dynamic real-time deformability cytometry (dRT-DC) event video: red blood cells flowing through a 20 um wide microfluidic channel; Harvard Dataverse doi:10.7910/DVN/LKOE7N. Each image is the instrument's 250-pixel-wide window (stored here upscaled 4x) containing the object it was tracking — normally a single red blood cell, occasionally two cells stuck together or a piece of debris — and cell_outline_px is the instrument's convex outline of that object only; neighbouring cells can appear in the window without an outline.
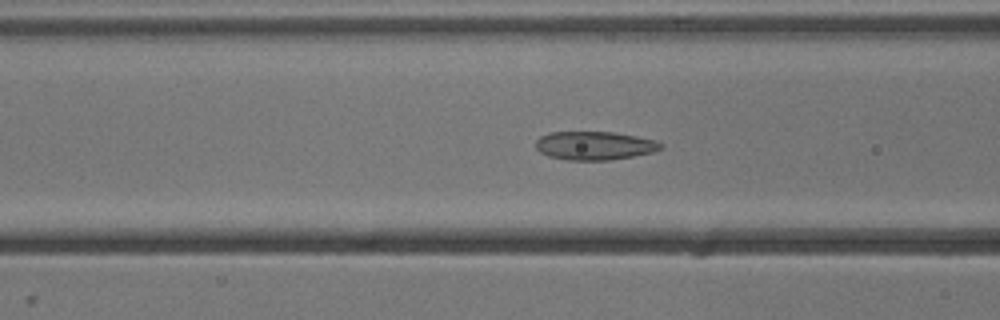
{"species": "common noctule bat (a hibernating species)", "species_latin": "Nyctalus noctula", "temperature_condition": "cold", "stored_images_in_passage": 44, "camera_frame_rate_fps": 3000, "um_per_image_px": 0.085, "animal": {"sex": "male", "body_mass_g": 13.3}, "frame": {"image": 1, "passage_image": 12, "time_ms": 3.667, "image_size_px": [1000, 320], "cell_outline_px": [[664, 148], [652, 152], [632, 156], [608, 160], [568, 160], [548, 156], [540, 152], [536, 148], [536, 140], [540, 136], [548, 132], [612, 132], [636, 136], [656, 140], [664, 144]], "centroid_in_image_um": [50.54, 12.37], "position_along_channel_um": 116.1, "area_um2": 20.81}}
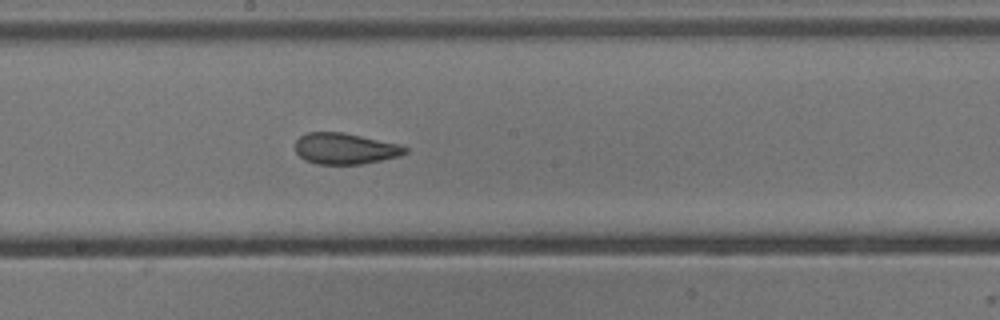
{"frame": {"image": 2, "passage_image": 20, "time_ms": 6.333, "image_size_px": [1000, 320], "cell_outline_px": [[408, 152], [400, 156], [360, 164], [316, 164], [304, 160], [296, 152], [296, 140], [300, 136], [308, 132], [344, 132], [396, 144], [408, 148]], "centroid_in_image_um": [29.3, 12.63], "position_along_channel_um": 218.9, "area_um2": 19.77}}
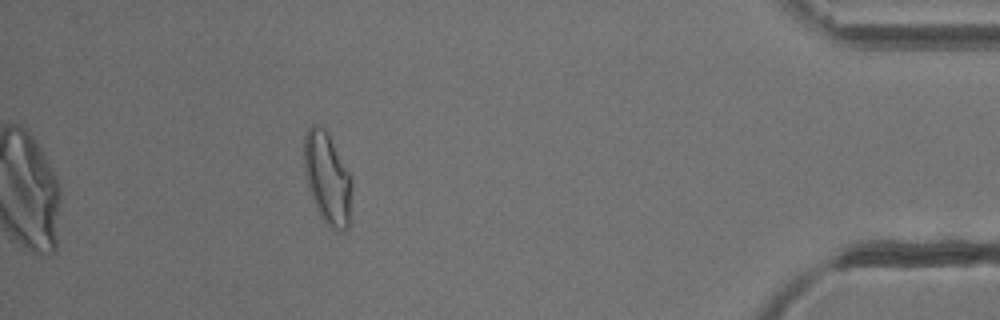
{"frame": {"image": 3, "passage_image": 39, "time_ms": 12.667, "image_size_px": [1000, 320], "cell_outline_px": [[352, 184], [348, 228], [344, 232], [340, 232], [332, 228], [320, 216], [316, 208], [308, 188], [304, 168], [304, 132], [312, 124], [316, 124], [324, 128], [328, 132], [352, 176]], "centroid_in_image_um": [27.83, 15.12], "position_along_channel_um": 407.4, "area_um2": 25.84}, "authors_computed_cell_mechanics": {"area_um2": 21.7039, "velocity_mm_per_s": 3.8461, "shape_relaxation_time_tau1_ms": 10.8933, "shape_relaxation_time_tau2_ms": 1.5974, "deformation_change_tau1": 0.2356, "deformation_change_tau2": 0.07}}